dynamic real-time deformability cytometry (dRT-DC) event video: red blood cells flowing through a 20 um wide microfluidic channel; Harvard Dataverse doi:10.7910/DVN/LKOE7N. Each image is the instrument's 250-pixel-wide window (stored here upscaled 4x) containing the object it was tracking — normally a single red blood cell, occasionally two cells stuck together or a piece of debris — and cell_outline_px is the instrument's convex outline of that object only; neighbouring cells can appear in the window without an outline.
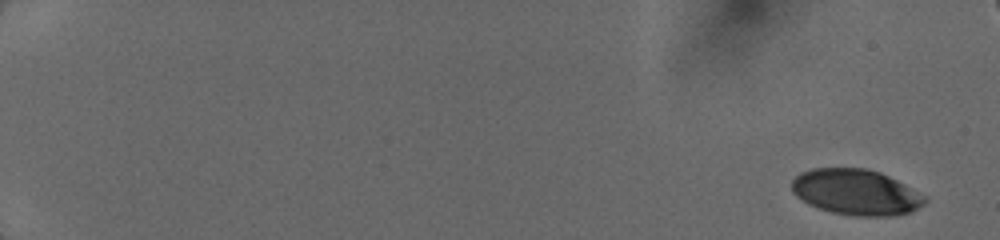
{"species": "human", "species_latin": "Homo sapiens", "temperature_condition": "cold", "stored_images_in_passage": 15, "camera_frame_rate_fps": 3000, "um_per_image_px": 0.085, "donor": {"sex": "female"}, "frame": {"image": 1, "passage_image": 1, "time_ms": 0.0, "image_size_px": [1000, 240], "cell_outline_px": [[928, 200], [924, 204], [912, 212], [892, 216], [856, 216], [832, 212], [808, 204], [796, 196], [792, 192], [792, 180], [800, 172], [812, 168], [864, 168], [880, 172], [928, 196]], "centroid_in_image_um": [72.78, 16.34], "position_along_channel_um": 12.2, "area_um2": 35.6}}
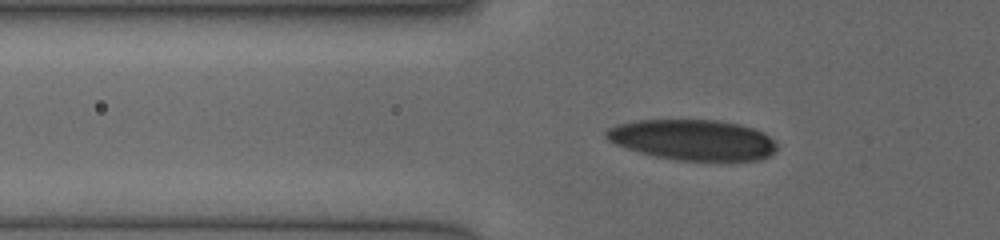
{"frame": {"image": 2, "passage_image": 12, "time_ms": 6.0, "image_size_px": [1000, 240], "cell_outline_px": [[776, 148], [768, 156], [760, 160], [680, 160], [656, 156], [640, 152], [616, 144], [608, 140], [604, 136], [604, 132], [608, 128], [616, 124], [636, 120], [720, 120], [740, 124], [764, 132], [776, 144]], "centroid_in_image_um": [58.87, 11.87], "position_along_channel_um": 66.9, "area_um2": 40.17}}
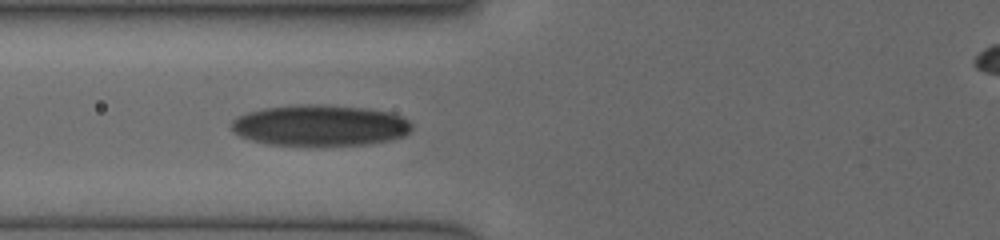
{"frame": {"image": 3, "passage_image": 15, "time_ms": 7.0, "image_size_px": [1000, 240], "cell_outline_px": [[412, 128], [404, 136], [388, 140], [364, 144], [268, 144], [252, 140], [240, 136], [232, 128], [232, 120], [248, 112], [264, 108], [300, 104], [324, 104], [364, 108], [388, 112], [400, 116], [408, 120], [412, 124]], "centroid_in_image_um": [27.21, 10.64], "position_along_channel_um": 98.6, "area_um2": 42.43}}